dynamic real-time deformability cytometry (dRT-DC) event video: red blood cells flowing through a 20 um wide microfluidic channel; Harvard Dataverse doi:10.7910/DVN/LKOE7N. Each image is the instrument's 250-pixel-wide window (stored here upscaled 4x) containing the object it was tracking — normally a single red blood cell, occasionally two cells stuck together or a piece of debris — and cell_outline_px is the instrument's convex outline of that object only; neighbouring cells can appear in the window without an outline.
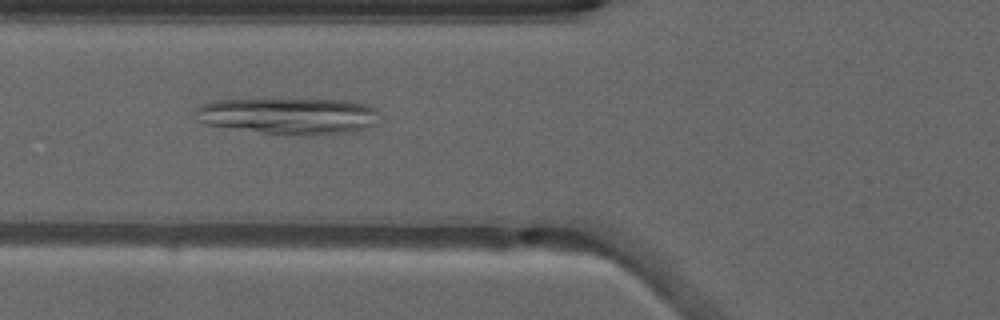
{"species": "common noctule bat (a hibernating species)", "species_latin": "Nyctalus noctula", "temperature_condition": "warm", "stored_images_in_passage": 51, "camera_frame_rate_fps": 3000, "um_per_image_px": 0.085, "animal": {"sex": "male", "forearm_length_mm": 52.5}, "frame": {"image": 1, "passage_image": 20, "time_ms": 6.333, "image_size_px": [1000, 320], "cell_outline_px": [[380, 112], [372, 124], [352, 132], [264, 132], [204, 124], [196, 120], [196, 108], [200, 104], [216, 100], [344, 100], [364, 104]], "centroid_in_image_um": [24.44, 9.81], "position_along_channel_um": 101.4, "area_um2": 37.22}}
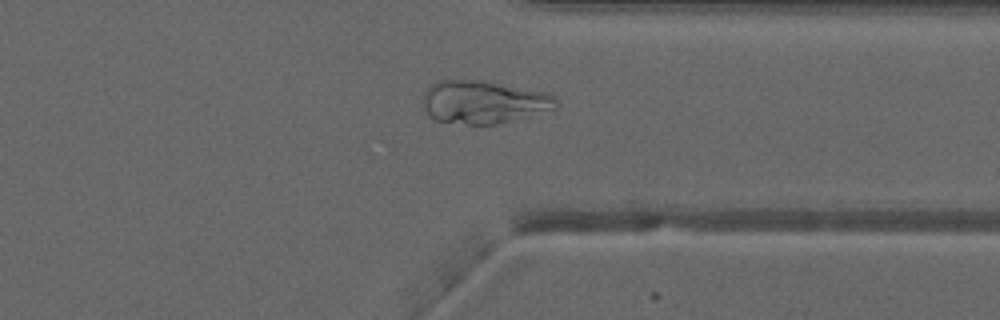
{"frame": {"image": 2, "passage_image": 40, "time_ms": 13.0, "image_size_px": [1000, 320], "cell_outline_px": [[560, 104], [556, 108], [496, 124], [468, 124], [436, 120], [428, 116], [424, 108], [424, 92], [436, 80], [480, 80], [544, 92], [556, 96]], "centroid_in_image_um": [41.09, 8.67], "position_along_channel_um": 370.3, "area_um2": 33.0}}
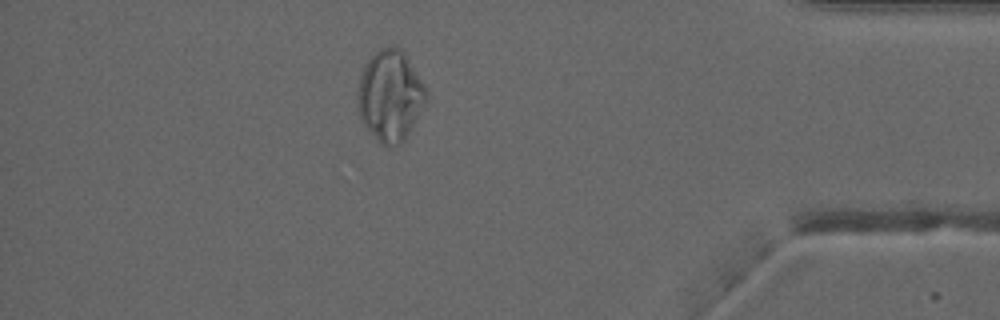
{"frame": {"image": 3, "passage_image": 45, "time_ms": 14.667, "image_size_px": [1000, 320], "cell_outline_px": [[428, 100], [404, 140], [400, 144], [380, 144], [368, 128], [360, 116], [356, 100], [356, 96], [360, 80], [364, 68], [372, 52], [380, 48], [400, 48], [404, 52], [428, 92]], "centroid_in_image_um": [33.17, 8.12], "position_along_channel_um": 402.0, "area_um2": 35.78}}